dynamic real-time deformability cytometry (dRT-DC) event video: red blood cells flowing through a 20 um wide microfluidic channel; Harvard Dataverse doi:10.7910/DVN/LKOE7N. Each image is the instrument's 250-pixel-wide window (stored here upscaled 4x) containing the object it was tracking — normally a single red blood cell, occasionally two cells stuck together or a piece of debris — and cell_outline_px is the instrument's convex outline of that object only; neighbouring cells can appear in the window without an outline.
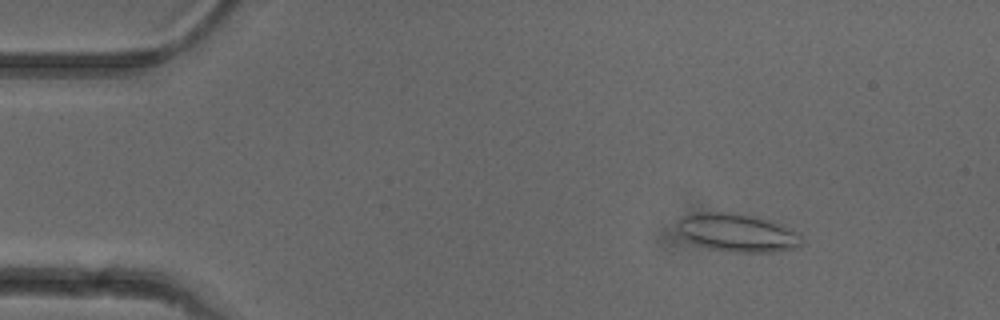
{"species": "common noctule bat (a hibernating species)", "species_latin": "Nyctalus noctula", "temperature_condition": "cold", "stored_images_in_passage": 53, "camera_frame_rate_fps": 3000, "um_per_image_px": 0.085, "animal": {"sex": "female"}, "frame": {"image": 1, "passage_image": 7, "time_ms": 2.0, "image_size_px": [1000, 320], "cell_outline_px": [[804, 240], [796, 248], [776, 252], [728, 252], [712, 248], [688, 240], [676, 228], [676, 220], [680, 216], [700, 212], [736, 212], [756, 216], [772, 220], [800, 232]], "centroid_in_image_um": [62.72, 19.75], "position_along_channel_um": 22.3, "area_um2": 28.09}}
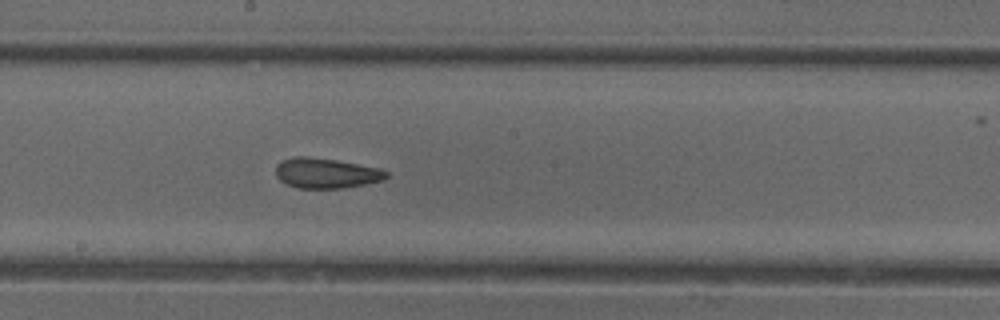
{"frame": {"image": 2, "passage_image": 28, "time_ms": 9.0, "image_size_px": [1000, 320], "cell_outline_px": [[388, 176], [384, 180], [364, 184], [340, 188], [296, 188], [280, 180], [276, 176], [276, 164], [280, 160], [296, 156], [308, 156], [336, 160], [380, 168], [388, 172]], "centroid_in_image_um": [27.7, 14.71], "position_along_channel_um": 220.5, "area_um2": 19.48}}
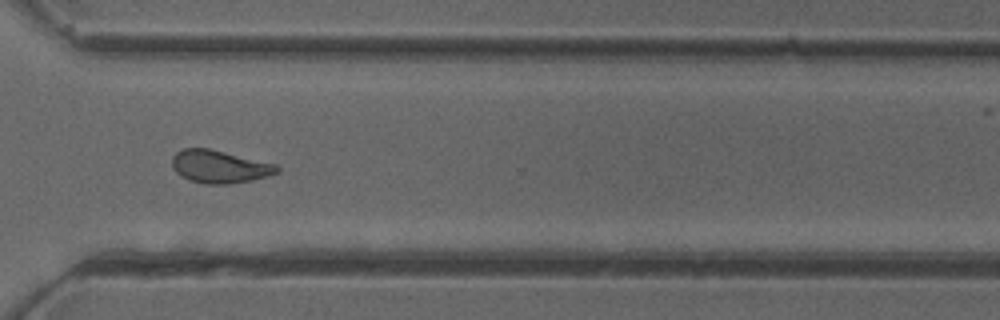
{"frame": {"image": 3, "passage_image": 38, "time_ms": 12.333, "image_size_px": [1000, 320], "cell_outline_px": [[280, 172], [268, 176], [252, 180], [228, 184], [208, 184], [188, 180], [180, 176], [172, 168], [172, 156], [176, 152], [184, 148], [208, 148], [276, 164], [280, 168]], "centroid_in_image_um": [18.65, 14.17], "position_along_channel_um": 352.0, "area_um2": 20.11}, "authors_computed_cell_mechanics": {"area_um2": 20.23, "velocity_mm_per_s": 3.9548, "shape_relaxation_time_tau1_ms": null, "shape_relaxation_time_tau2_ms": 2.3716, "deformation_change_tau1": null, "deformation_change_tau2": 0.0892}}